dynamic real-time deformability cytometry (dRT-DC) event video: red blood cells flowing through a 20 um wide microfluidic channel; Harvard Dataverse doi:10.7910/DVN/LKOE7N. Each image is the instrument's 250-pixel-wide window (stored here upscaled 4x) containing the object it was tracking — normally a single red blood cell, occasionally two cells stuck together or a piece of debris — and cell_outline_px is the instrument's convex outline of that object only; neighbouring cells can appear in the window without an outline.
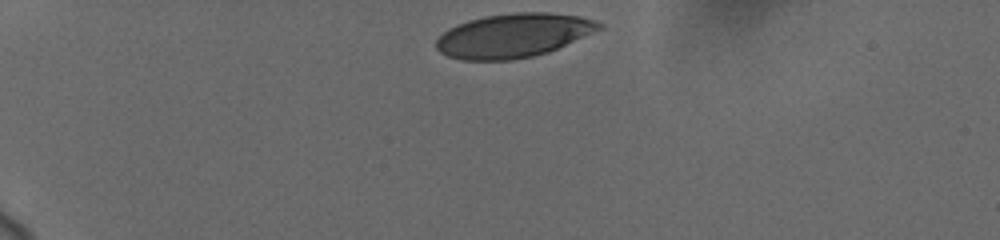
{"species": "human", "species_latin": "Homo sapiens", "temperature_condition": "cold", "stored_images_in_passage": 11, "camera_frame_rate_fps": 3000, "um_per_image_px": 0.085, "donor": {"sex": "female"}, "frame": {"image": 1, "passage_image": 1, "time_ms": 0.0, "image_size_px": [1000, 240], "cell_outline_px": [[604, 28], [548, 52], [532, 56], [512, 60], [460, 60], [448, 56], [440, 52], [436, 48], [436, 40], [448, 28], [456, 24], [468, 20], [484, 16], [516, 12], [548, 12], [580, 16], [604, 24]], "centroid_in_image_um": [43.63, 3.01], "position_along_channel_um": 41.4, "area_um2": 41.79}}
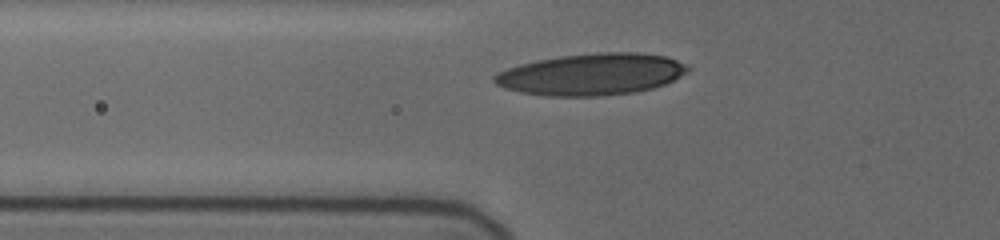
{"frame": {"image": 2, "passage_image": 7, "time_ms": 2.667, "image_size_px": [1000, 240], "cell_outline_px": [[688, 68], [680, 76], [664, 84], [652, 88], [636, 92], [600, 96], [548, 96], [520, 92], [504, 88], [496, 84], [492, 80], [492, 76], [496, 72], [520, 64], [536, 60], [560, 56], [600, 52], [640, 52], [668, 56], [684, 64]], "centroid_in_image_um": [50.23, 6.31], "position_along_channel_um": 75.6, "area_um2": 46.99}}
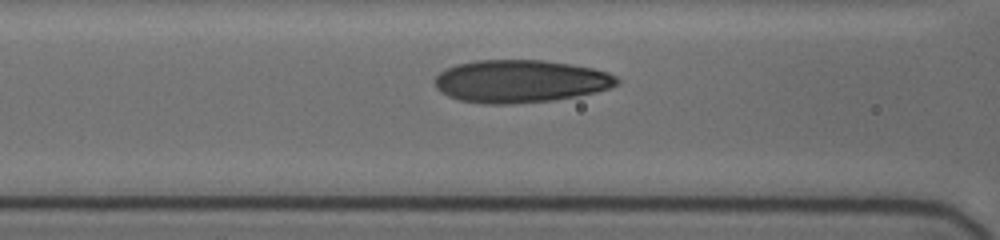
{"frame": {"image": 3, "passage_image": 10, "time_ms": 4.0, "image_size_px": [1000, 240], "cell_outline_px": [[620, 84], [596, 92], [576, 96], [552, 100], [512, 104], [484, 104], [460, 100], [448, 96], [440, 92], [436, 88], [436, 76], [444, 68], [456, 64], [476, 60], [544, 60], [592, 68], [608, 72], [616, 76], [620, 80]], "centroid_in_image_um": [44.22, 6.9], "position_along_channel_um": 122.4, "area_um2": 45.43}}